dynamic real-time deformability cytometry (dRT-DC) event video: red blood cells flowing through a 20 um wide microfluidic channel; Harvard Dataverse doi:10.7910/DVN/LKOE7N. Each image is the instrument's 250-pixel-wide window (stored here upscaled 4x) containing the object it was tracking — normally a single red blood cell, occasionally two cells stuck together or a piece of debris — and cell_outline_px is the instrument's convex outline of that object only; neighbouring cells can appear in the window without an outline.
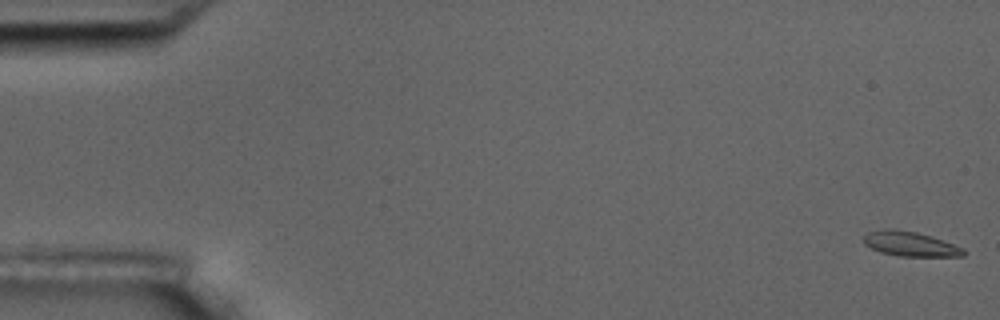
{"species": "common noctule bat (a hibernating species)", "species_latin": "Nyctalus noctula", "temperature_condition": "room temperature", "stored_images_in_passage": 6, "camera_frame_rate_fps": 3000, "um_per_image_px": 0.085, "animal": {"sex": "male", "body_mass_g": 17.5, "forearm_length_mm": 52.3}, "frame": {"image": 1, "passage_image": 1, "time_ms": 0.0, "image_size_px": [1000, 320], "cell_outline_px": [[968, 252], [964, 256], [900, 256], [880, 252], [864, 244], [864, 236], [868, 232], [884, 228], [896, 228], [916, 232], [932, 236], [964, 248]], "centroid_in_image_um": [77.39, 20.72], "position_along_channel_um": 7.6, "area_um2": 14.51}}